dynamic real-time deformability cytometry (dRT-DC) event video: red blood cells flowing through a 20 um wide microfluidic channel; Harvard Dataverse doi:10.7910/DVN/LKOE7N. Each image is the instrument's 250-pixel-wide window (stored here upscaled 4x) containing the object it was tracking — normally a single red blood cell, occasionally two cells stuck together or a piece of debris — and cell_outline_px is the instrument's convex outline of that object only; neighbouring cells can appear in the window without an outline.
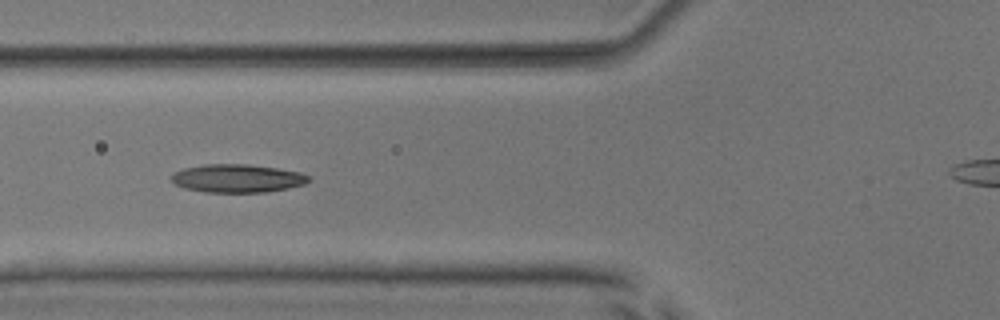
{"species": "common noctule bat (a hibernating species)", "species_latin": "Nyctalus noctula", "temperature_condition": "room temperature", "stored_images_in_passage": 32, "camera_frame_rate_fps": 3000, "um_per_image_px": 0.085, "animal": {"sex": "male", "body_mass_g": 17.9, "forearm_length_mm": 54.2}, "frame": {"image": 1, "passage_image": 5, "time_ms": 1.333, "image_size_px": [1000, 320], "cell_outline_px": [[312, 180], [304, 184], [288, 188], [268, 192], [204, 192], [184, 188], [176, 184], [172, 180], [172, 176], [176, 172], [184, 168], [204, 164], [248, 164], [276, 168], [300, 172], [312, 176]], "centroid_in_image_um": [20.23, 15.16], "position_along_channel_um": 105.6, "area_um2": 22.6}, "authors_computed_cell_mechanics": {"area_um2": 21.3571, "velocity_mm_per_s": 3.9789, "shape_relaxation_time_tau1_ms": null, "shape_relaxation_time_tau2_ms": 4.7715, "deformation_change_tau1": null, "deformation_change_tau2": 0.1326}}